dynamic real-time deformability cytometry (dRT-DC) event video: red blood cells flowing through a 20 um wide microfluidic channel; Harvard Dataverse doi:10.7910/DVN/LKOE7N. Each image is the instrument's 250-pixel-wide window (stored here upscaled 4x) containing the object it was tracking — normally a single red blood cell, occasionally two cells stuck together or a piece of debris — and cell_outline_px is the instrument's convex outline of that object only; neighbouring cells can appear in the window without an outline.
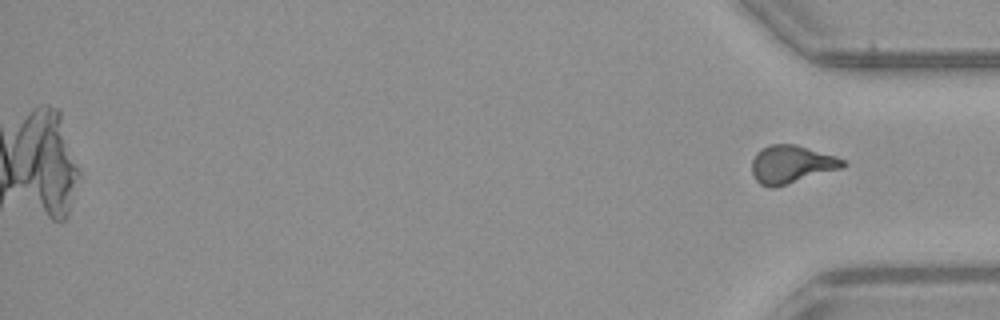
{"species": "common noctule bat (a hibernating species)", "species_latin": "Nyctalus noctula", "temperature_condition": "warm", "stored_images_in_passage": 38, "camera_frame_rate_fps": 3000, "um_per_image_px": 0.085, "animal": {"sex": "female", "body_mass_g": 21.9}, "frame": {"image": 1, "passage_image": 38, "time_ms": 12.333, "image_size_px": [1000, 320], "cell_outline_px": [[848, 164], [844, 168], [776, 188], [768, 188], [760, 184], [756, 180], [752, 172], [752, 160], [756, 152], [760, 148], [768, 144], [796, 144], [836, 156], [848, 160]], "centroid_in_image_um": [67.31, 13.98], "position_along_channel_um": 367.9, "area_um2": 20.75}}